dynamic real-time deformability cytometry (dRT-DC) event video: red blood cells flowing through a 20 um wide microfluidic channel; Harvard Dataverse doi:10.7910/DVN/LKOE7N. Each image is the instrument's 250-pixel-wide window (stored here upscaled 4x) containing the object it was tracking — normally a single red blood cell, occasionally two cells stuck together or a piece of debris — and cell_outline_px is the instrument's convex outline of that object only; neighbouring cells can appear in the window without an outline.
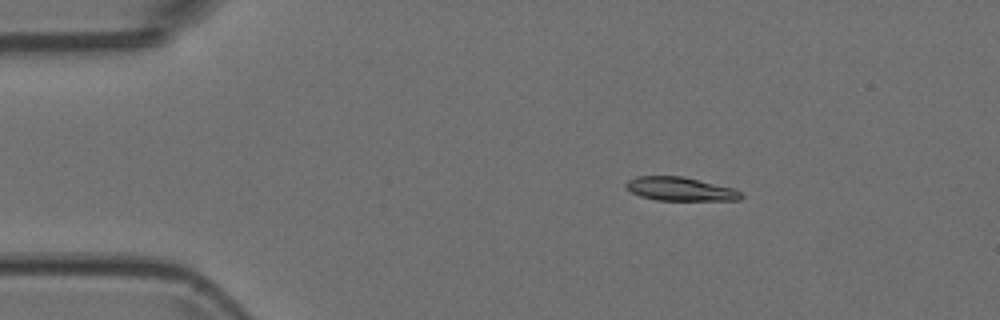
{"species": "Egyptian fruit bat (a non-hibernating species)", "species_latin": "Rousettus aegyptiacus", "temperature_condition": "room temperature", "stored_images_in_passage": 4, "camera_frame_rate_fps": 3000, "um_per_image_px": 0.085, "animal": {"sex": "female"}, "frame": {"image": 1, "passage_image": 2, "time_ms": 0.333, "image_size_px": [1000, 320], "cell_outline_px": [[744, 196], [740, 200], [656, 200], [640, 196], [624, 188], [624, 184], [628, 180], [636, 176], [684, 176], [736, 188]], "centroid_in_image_um": [57.83, 16.05], "position_along_channel_um": 27.2, "area_um2": 16.13}}
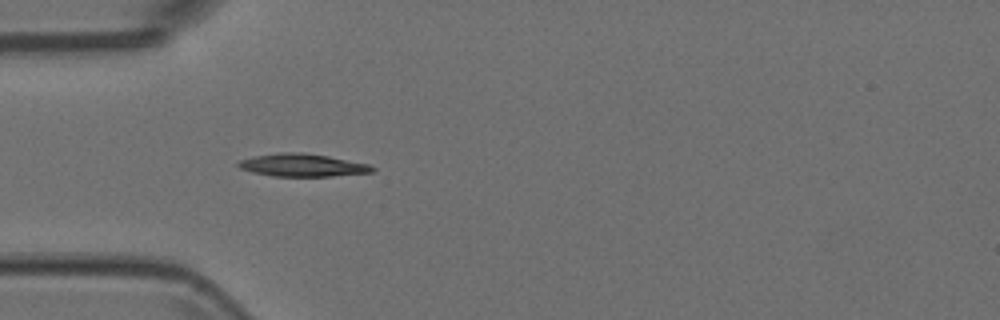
{"frame": {"image": 2, "passage_image": 4, "time_ms": 1.0, "image_size_px": [1000, 320], "cell_outline_px": [[376, 168], [372, 172], [332, 176], [272, 176], [252, 172], [240, 168], [236, 164], [240, 160], [252, 156], [280, 152], [300, 152], [328, 156], [368, 164]], "centroid_in_image_um": [25.67, 14.03], "position_along_channel_um": 59.3, "area_um2": 17.69}}